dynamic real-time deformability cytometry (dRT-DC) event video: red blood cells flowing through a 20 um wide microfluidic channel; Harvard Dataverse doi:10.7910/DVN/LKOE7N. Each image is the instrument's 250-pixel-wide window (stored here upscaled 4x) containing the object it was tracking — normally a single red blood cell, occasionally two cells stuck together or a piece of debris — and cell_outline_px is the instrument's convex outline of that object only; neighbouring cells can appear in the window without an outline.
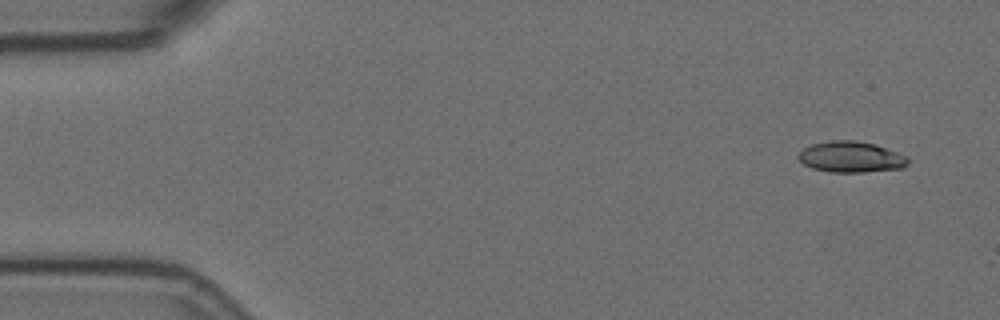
{"species": "Egyptian fruit bat (a non-hibernating species)", "species_latin": "Rousettus aegyptiacus", "temperature_condition": "room temperature", "stored_images_in_passage": 3, "camera_frame_rate_fps": 3000, "um_per_image_px": 0.085, "animal": {"sex": "female"}, "frame": {"image": 1, "passage_image": 1, "time_ms": 0.0, "image_size_px": [1000, 320], "cell_outline_px": [[908, 164], [904, 168], [864, 172], [828, 172], [812, 168], [804, 164], [796, 156], [804, 148], [812, 144], [828, 140], [856, 140], [876, 144], [908, 156]], "centroid_in_image_um": [72.35, 13.33], "position_along_channel_um": 12.7, "area_um2": 20.0}}